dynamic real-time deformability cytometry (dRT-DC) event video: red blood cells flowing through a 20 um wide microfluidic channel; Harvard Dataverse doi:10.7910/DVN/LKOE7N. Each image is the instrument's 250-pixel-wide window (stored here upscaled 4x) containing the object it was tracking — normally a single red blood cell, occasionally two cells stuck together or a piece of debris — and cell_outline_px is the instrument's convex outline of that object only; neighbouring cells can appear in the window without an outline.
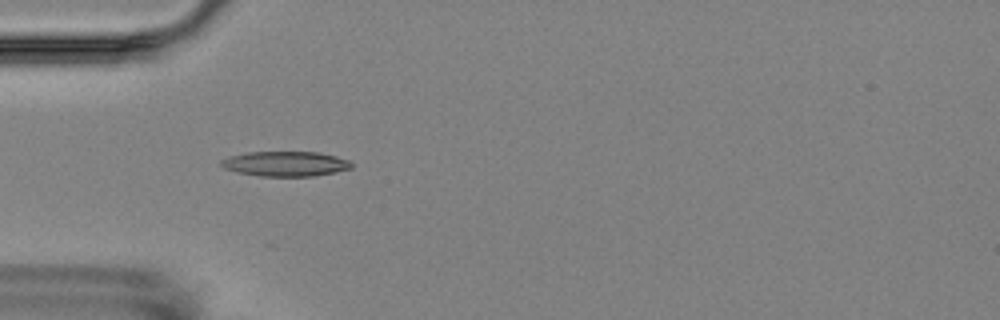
{"species": "Egyptian fruit bat (a non-hibernating species)", "species_latin": "Rousettus aegyptiacus", "temperature_condition": "room temperature", "stored_images_in_passage": 4, "camera_frame_rate_fps": 3000, "um_per_image_px": 0.085, "animal": {"sex": "female"}, "frame": {"image": 1, "passage_image": 3, "time_ms": 2.333, "image_size_px": [1000, 320], "cell_outline_px": [[352, 168], [336, 172], [312, 176], [260, 176], [236, 172], [224, 168], [220, 164], [220, 160], [232, 156], [248, 152], [320, 152], [336, 156], [348, 160], [352, 164]], "centroid_in_image_um": [24.27, 13.92], "position_along_channel_um": 60.7, "area_um2": 18.9}}